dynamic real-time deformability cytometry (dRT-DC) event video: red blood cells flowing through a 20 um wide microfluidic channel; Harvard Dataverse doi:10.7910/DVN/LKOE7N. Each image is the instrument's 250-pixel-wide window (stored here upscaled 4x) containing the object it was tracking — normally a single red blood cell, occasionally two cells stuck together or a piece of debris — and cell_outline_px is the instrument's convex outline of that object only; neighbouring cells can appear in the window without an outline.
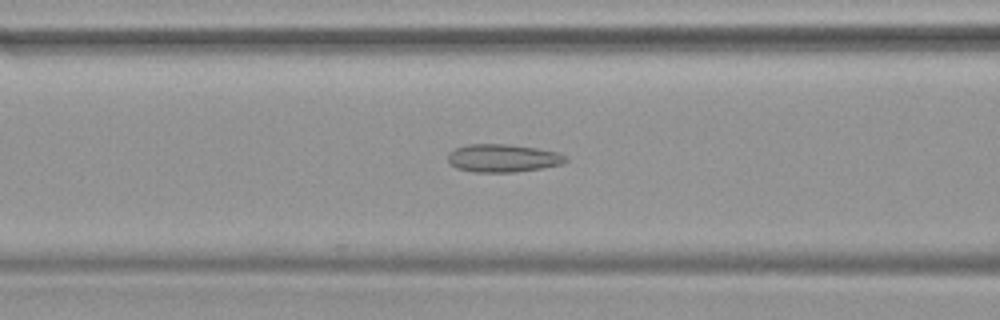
{"species": "common noctule bat (a hibernating species)", "species_latin": "Nyctalus noctula", "temperature_condition": "warm", "stored_images_in_passage": 29, "camera_frame_rate_fps": 3000, "um_per_image_px": 0.085, "animal": {"sex": "female", "body_mass_g": 19.9}, "frame": {"image": 1, "passage_image": 19, "time_ms": 6.0, "image_size_px": [1000, 320], "cell_outline_px": [[568, 160], [564, 164], [516, 172], [472, 172], [456, 168], [448, 160], [448, 152], [456, 148], [468, 144], [508, 144], [536, 148], [560, 152], [568, 156]], "centroid_in_image_um": [42.78, 13.44], "position_along_channel_um": 123.8, "area_um2": 19.36}}
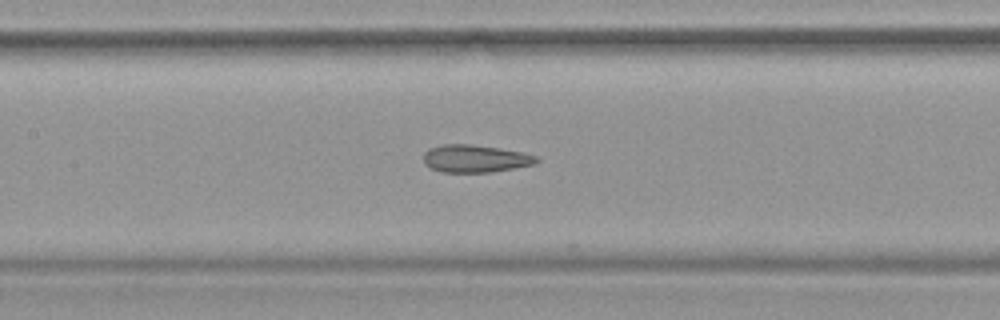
{"frame": {"image": 2, "passage_image": 22, "time_ms": 7.0, "image_size_px": [1000, 320], "cell_outline_px": [[540, 160], [536, 164], [488, 172], [440, 172], [424, 164], [424, 152], [428, 148], [444, 144], [472, 144], [500, 148], [524, 152], [536, 156]], "centroid_in_image_um": [40.39, 13.47], "position_along_channel_um": 167.0, "area_um2": 18.21}}
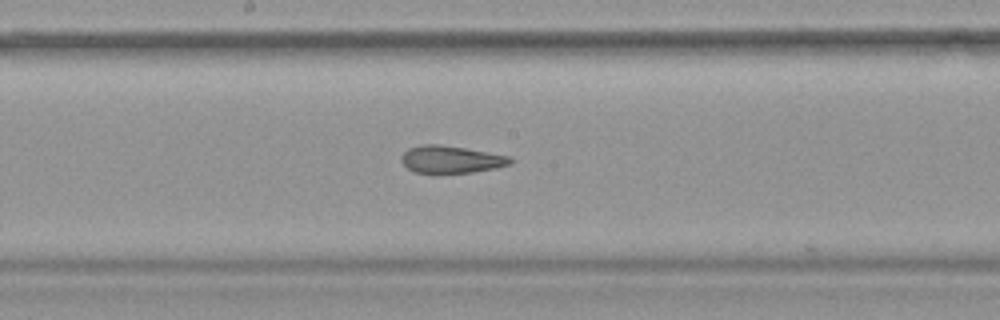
{"frame": {"image": 3, "passage_image": 25, "time_ms": 8.0, "image_size_px": [1000, 320], "cell_outline_px": [[512, 164], [496, 168], [472, 172], [432, 176], [412, 172], [400, 160], [400, 156], [408, 148], [420, 144], [440, 144], [512, 156]], "centroid_in_image_um": [38.29, 13.59], "position_along_channel_um": 209.9, "area_um2": 18.21}}